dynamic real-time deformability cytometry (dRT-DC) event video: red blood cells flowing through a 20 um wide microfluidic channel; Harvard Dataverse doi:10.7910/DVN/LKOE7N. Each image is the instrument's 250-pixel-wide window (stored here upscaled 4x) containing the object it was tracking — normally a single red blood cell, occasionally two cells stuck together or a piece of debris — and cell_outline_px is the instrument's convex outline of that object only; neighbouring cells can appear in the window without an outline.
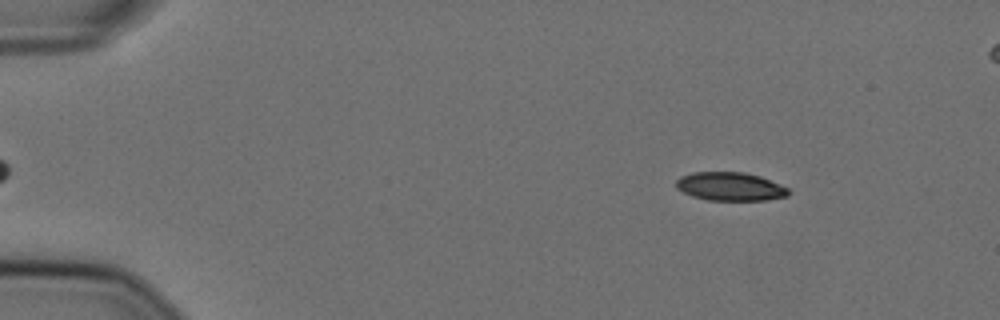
{"species": "Egyptian fruit bat (a non-hibernating species)", "species_latin": "Rousettus aegyptiacus", "temperature_condition": "cold", "stored_images_in_passage": 56, "camera_frame_rate_fps": 3000, "um_per_image_px": 0.085, "animal": {"sex": "female"}, "frame": {"image": 1, "passage_image": 7, "time_ms": 2.0, "image_size_px": [1000, 320], "cell_outline_px": [[788, 196], [768, 200], [708, 200], [692, 196], [676, 188], [676, 180], [680, 176], [692, 172], [744, 172], [760, 176], [780, 184], [788, 188]], "centroid_in_image_um": [62.06, 15.85], "position_along_channel_um": 22.9, "area_um2": 18.67}}
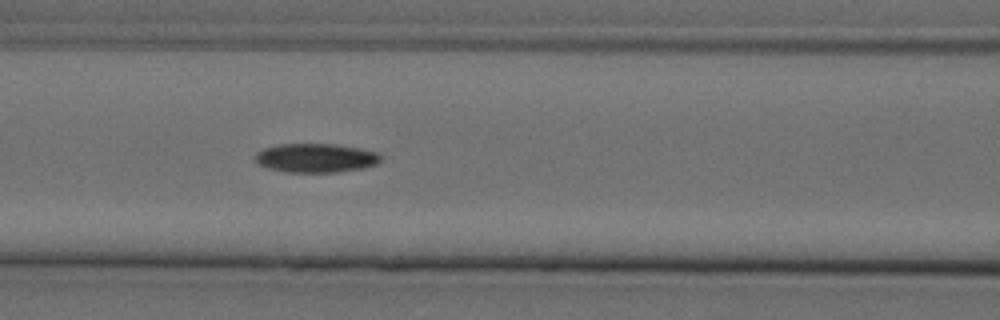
{"frame": {"image": 2, "passage_image": 24, "time_ms": 7.667, "image_size_px": [1000, 320], "cell_outline_px": [[380, 160], [376, 164], [364, 168], [336, 172], [284, 172], [268, 168], [256, 164], [256, 152], [264, 148], [280, 144], [332, 144], [360, 148], [380, 152]], "centroid_in_image_um": [26.84, 13.43], "position_along_channel_um": 139.8, "area_um2": 21.27}}
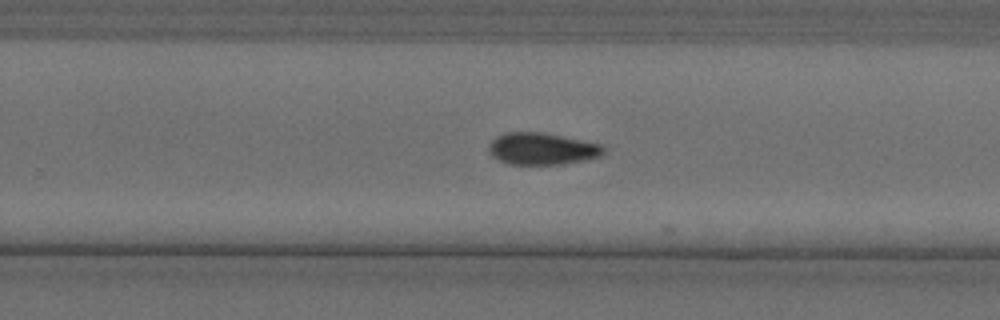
{"frame": {"image": 3, "passage_image": 36, "time_ms": 11.667, "image_size_px": [1000, 320], "cell_outline_px": [[604, 152], [600, 156], [584, 160], [564, 164], [508, 164], [496, 160], [488, 152], [488, 144], [496, 136], [504, 132], [544, 132], [604, 144]], "centroid_in_image_um": [46.05, 12.63], "position_along_channel_um": 283.8, "area_um2": 21.73}}